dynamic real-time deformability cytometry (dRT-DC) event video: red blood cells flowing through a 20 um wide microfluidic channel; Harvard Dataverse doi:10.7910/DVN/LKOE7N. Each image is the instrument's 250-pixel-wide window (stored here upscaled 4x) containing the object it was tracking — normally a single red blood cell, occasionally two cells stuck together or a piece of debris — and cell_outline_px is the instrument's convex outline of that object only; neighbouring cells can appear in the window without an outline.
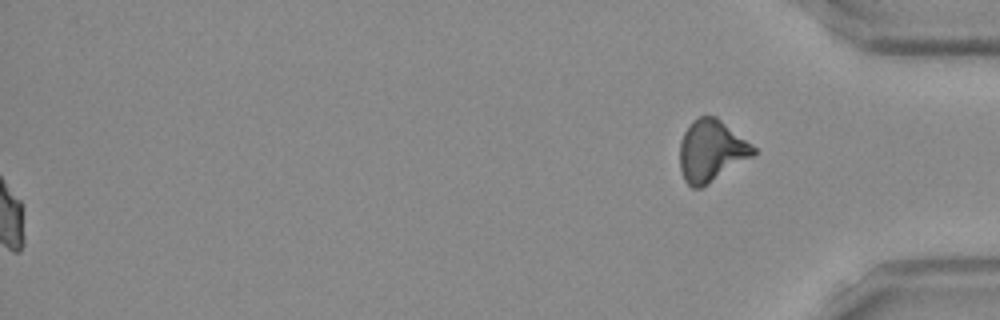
{"species": "Egyptian fruit bat (a non-hibernating species)", "species_latin": "Rousettus aegyptiacus", "temperature_condition": "room temperature", "stored_images_in_passage": 38, "segment_of_instrument_passage": [2, 2], "camera_frame_rate_fps": 3000, "um_per_image_px": 0.085, "frame": {"image": 1, "passage_image": 38, "time_ms": 12.333, "image_size_px": [1000, 320], "cell_outline_px": [[756, 152], [752, 156], [700, 188], [692, 188], [684, 180], [680, 168], [680, 140], [684, 132], [692, 120], [700, 116], [716, 116], [752, 144], [756, 148]], "centroid_in_image_um": [60.43, 12.8], "position_along_channel_um": 374.8, "area_um2": 26.13}}